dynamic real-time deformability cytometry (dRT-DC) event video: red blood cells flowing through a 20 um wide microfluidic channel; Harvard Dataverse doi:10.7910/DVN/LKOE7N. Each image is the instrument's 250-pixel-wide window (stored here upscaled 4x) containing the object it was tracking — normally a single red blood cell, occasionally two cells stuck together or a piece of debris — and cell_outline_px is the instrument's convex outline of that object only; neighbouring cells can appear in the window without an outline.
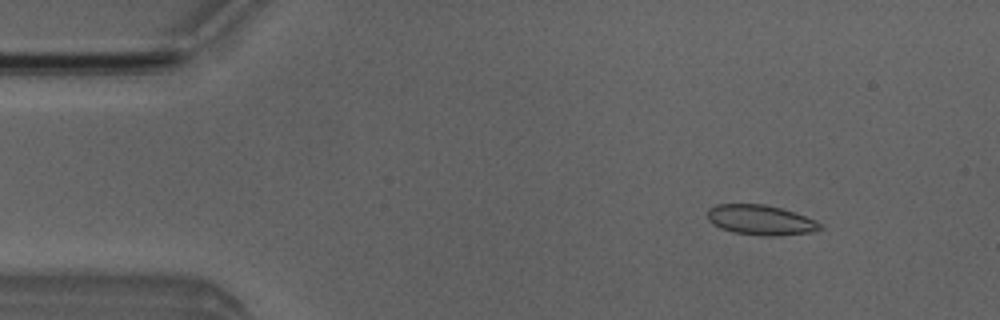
{"species": "Egyptian fruit bat (a non-hibernating species)", "species_latin": "Rousettus aegyptiacus", "temperature_condition": "room temperature", "stored_images_in_passage": 5, "camera_frame_rate_fps": 3000, "um_per_image_px": 0.085, "animal": {"sex": "male"}, "frame": {"image": 1, "passage_image": 2, "time_ms": 1.0, "image_size_px": [1000, 320], "cell_outline_px": [[824, 228], [812, 232], [780, 236], [764, 236], [732, 232], [720, 228], [712, 224], [708, 220], [708, 208], [716, 204], [764, 204], [780, 208], [816, 220]], "centroid_in_image_um": [64.63, 18.71], "position_along_channel_um": 20.4, "area_um2": 19.77}}